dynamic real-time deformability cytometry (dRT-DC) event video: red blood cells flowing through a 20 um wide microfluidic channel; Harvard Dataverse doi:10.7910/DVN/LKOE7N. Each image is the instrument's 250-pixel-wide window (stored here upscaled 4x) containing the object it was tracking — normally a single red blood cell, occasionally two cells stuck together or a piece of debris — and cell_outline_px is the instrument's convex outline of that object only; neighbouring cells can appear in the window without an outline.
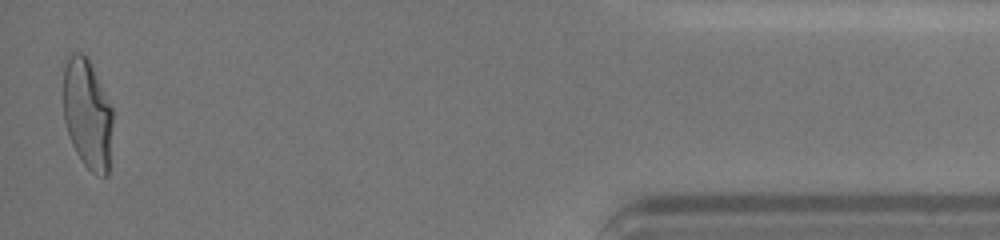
{"species": "human", "species_latin": "Homo sapiens", "temperature_condition": "cold", "stored_images_in_passage": 36, "camera_frame_rate_fps": 3000, "um_per_image_px": 0.085, "donor": {"sex": "female"}, "frame": {"image": 1, "passage_image": 36, "time_ms": 19.333, "image_size_px": [1000, 240], "cell_outline_px": [[112, 124], [108, 176], [104, 176], [92, 172], [80, 160], [72, 144], [64, 120], [64, 68], [72, 52], [80, 52], [88, 56], [112, 108]], "centroid_in_image_um": [7.43, 9.68], "position_along_channel_um": 427.8, "area_um2": 31.5}, "authors_computed_cell_mechanics": {"area_um2": 31.1542, "velocity_mm_per_s": 3.6196, "shape_relaxation_time_tau1_ms": 3.8437, "shape_relaxation_time_tau2_ms": 0.963, "deformation_change_tau1": 0.1888, "deformation_change_tau2": 0.0618}}